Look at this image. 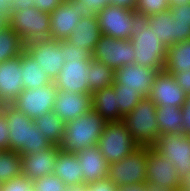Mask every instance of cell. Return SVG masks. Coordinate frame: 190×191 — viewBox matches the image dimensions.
I'll return each instance as SVG.
<instances>
[{
	"label": "cell",
	"mask_w": 190,
	"mask_h": 191,
	"mask_svg": "<svg viewBox=\"0 0 190 191\" xmlns=\"http://www.w3.org/2000/svg\"><path fill=\"white\" fill-rule=\"evenodd\" d=\"M6 120L9 124V149L19 154L40 152L53 144L39 131L34 121L12 104L5 105Z\"/></svg>",
	"instance_id": "1"
},
{
	"label": "cell",
	"mask_w": 190,
	"mask_h": 191,
	"mask_svg": "<svg viewBox=\"0 0 190 191\" xmlns=\"http://www.w3.org/2000/svg\"><path fill=\"white\" fill-rule=\"evenodd\" d=\"M106 123L107 121L93 110L67 121L59 148L64 152L77 153L97 145Z\"/></svg>",
	"instance_id": "2"
},
{
	"label": "cell",
	"mask_w": 190,
	"mask_h": 191,
	"mask_svg": "<svg viewBox=\"0 0 190 191\" xmlns=\"http://www.w3.org/2000/svg\"><path fill=\"white\" fill-rule=\"evenodd\" d=\"M156 111L157 105L149 98H143L123 116V123L139 146L153 147L160 138Z\"/></svg>",
	"instance_id": "3"
},
{
	"label": "cell",
	"mask_w": 190,
	"mask_h": 191,
	"mask_svg": "<svg viewBox=\"0 0 190 191\" xmlns=\"http://www.w3.org/2000/svg\"><path fill=\"white\" fill-rule=\"evenodd\" d=\"M130 40L135 47V64L163 70L167 47L143 20L136 27Z\"/></svg>",
	"instance_id": "4"
},
{
	"label": "cell",
	"mask_w": 190,
	"mask_h": 191,
	"mask_svg": "<svg viewBox=\"0 0 190 191\" xmlns=\"http://www.w3.org/2000/svg\"><path fill=\"white\" fill-rule=\"evenodd\" d=\"M97 146L109 165L119 162L139 147L122 120L107 121Z\"/></svg>",
	"instance_id": "5"
},
{
	"label": "cell",
	"mask_w": 190,
	"mask_h": 191,
	"mask_svg": "<svg viewBox=\"0 0 190 191\" xmlns=\"http://www.w3.org/2000/svg\"><path fill=\"white\" fill-rule=\"evenodd\" d=\"M7 25L19 35L24 44L50 38V14L36 8L14 11L8 17Z\"/></svg>",
	"instance_id": "6"
},
{
	"label": "cell",
	"mask_w": 190,
	"mask_h": 191,
	"mask_svg": "<svg viewBox=\"0 0 190 191\" xmlns=\"http://www.w3.org/2000/svg\"><path fill=\"white\" fill-rule=\"evenodd\" d=\"M99 28L104 35L130 40L142 20L135 10L109 4L97 14Z\"/></svg>",
	"instance_id": "7"
},
{
	"label": "cell",
	"mask_w": 190,
	"mask_h": 191,
	"mask_svg": "<svg viewBox=\"0 0 190 191\" xmlns=\"http://www.w3.org/2000/svg\"><path fill=\"white\" fill-rule=\"evenodd\" d=\"M148 147L139 146L128 156L116 163H111L108 178L118 187L144 184L147 178Z\"/></svg>",
	"instance_id": "8"
},
{
	"label": "cell",
	"mask_w": 190,
	"mask_h": 191,
	"mask_svg": "<svg viewBox=\"0 0 190 191\" xmlns=\"http://www.w3.org/2000/svg\"><path fill=\"white\" fill-rule=\"evenodd\" d=\"M95 15L81 0H64L50 13V39L67 40L81 18Z\"/></svg>",
	"instance_id": "9"
},
{
	"label": "cell",
	"mask_w": 190,
	"mask_h": 191,
	"mask_svg": "<svg viewBox=\"0 0 190 191\" xmlns=\"http://www.w3.org/2000/svg\"><path fill=\"white\" fill-rule=\"evenodd\" d=\"M135 47L131 40H123L104 35L99 38L92 53L94 60L117 70L135 62Z\"/></svg>",
	"instance_id": "10"
},
{
	"label": "cell",
	"mask_w": 190,
	"mask_h": 191,
	"mask_svg": "<svg viewBox=\"0 0 190 191\" xmlns=\"http://www.w3.org/2000/svg\"><path fill=\"white\" fill-rule=\"evenodd\" d=\"M153 147L175 166L181 180L190 172V135L166 134Z\"/></svg>",
	"instance_id": "11"
},
{
	"label": "cell",
	"mask_w": 190,
	"mask_h": 191,
	"mask_svg": "<svg viewBox=\"0 0 190 191\" xmlns=\"http://www.w3.org/2000/svg\"><path fill=\"white\" fill-rule=\"evenodd\" d=\"M57 90L54 82L37 89H25L12 105L34 120L53 111Z\"/></svg>",
	"instance_id": "12"
},
{
	"label": "cell",
	"mask_w": 190,
	"mask_h": 191,
	"mask_svg": "<svg viewBox=\"0 0 190 191\" xmlns=\"http://www.w3.org/2000/svg\"><path fill=\"white\" fill-rule=\"evenodd\" d=\"M25 51L37 61L54 82L65 63L62 43L54 39L36 40L25 44Z\"/></svg>",
	"instance_id": "13"
},
{
	"label": "cell",
	"mask_w": 190,
	"mask_h": 191,
	"mask_svg": "<svg viewBox=\"0 0 190 191\" xmlns=\"http://www.w3.org/2000/svg\"><path fill=\"white\" fill-rule=\"evenodd\" d=\"M161 71L163 70L131 63L114 70V82L119 84L122 89L134 90L143 98H148L151 87Z\"/></svg>",
	"instance_id": "14"
},
{
	"label": "cell",
	"mask_w": 190,
	"mask_h": 191,
	"mask_svg": "<svg viewBox=\"0 0 190 191\" xmlns=\"http://www.w3.org/2000/svg\"><path fill=\"white\" fill-rule=\"evenodd\" d=\"M146 184H155L162 188L176 190L181 186L177 169L154 147H148Z\"/></svg>",
	"instance_id": "15"
},
{
	"label": "cell",
	"mask_w": 190,
	"mask_h": 191,
	"mask_svg": "<svg viewBox=\"0 0 190 191\" xmlns=\"http://www.w3.org/2000/svg\"><path fill=\"white\" fill-rule=\"evenodd\" d=\"M20 56L0 63V105L12 104L25 90Z\"/></svg>",
	"instance_id": "16"
},
{
	"label": "cell",
	"mask_w": 190,
	"mask_h": 191,
	"mask_svg": "<svg viewBox=\"0 0 190 191\" xmlns=\"http://www.w3.org/2000/svg\"><path fill=\"white\" fill-rule=\"evenodd\" d=\"M187 94L177 84L172 74L161 71L151 87L149 99L157 106L171 105L181 108L186 102Z\"/></svg>",
	"instance_id": "17"
},
{
	"label": "cell",
	"mask_w": 190,
	"mask_h": 191,
	"mask_svg": "<svg viewBox=\"0 0 190 191\" xmlns=\"http://www.w3.org/2000/svg\"><path fill=\"white\" fill-rule=\"evenodd\" d=\"M89 62L74 60L65 62L62 70L54 81L59 91L92 94L88 85Z\"/></svg>",
	"instance_id": "18"
},
{
	"label": "cell",
	"mask_w": 190,
	"mask_h": 191,
	"mask_svg": "<svg viewBox=\"0 0 190 191\" xmlns=\"http://www.w3.org/2000/svg\"><path fill=\"white\" fill-rule=\"evenodd\" d=\"M60 151L61 149L58 145H52L40 152L23 155V176L28 177L34 182L40 177L53 174L57 156Z\"/></svg>",
	"instance_id": "19"
},
{
	"label": "cell",
	"mask_w": 190,
	"mask_h": 191,
	"mask_svg": "<svg viewBox=\"0 0 190 191\" xmlns=\"http://www.w3.org/2000/svg\"><path fill=\"white\" fill-rule=\"evenodd\" d=\"M92 110L91 94L57 90L53 111L65 123Z\"/></svg>",
	"instance_id": "20"
},
{
	"label": "cell",
	"mask_w": 190,
	"mask_h": 191,
	"mask_svg": "<svg viewBox=\"0 0 190 191\" xmlns=\"http://www.w3.org/2000/svg\"><path fill=\"white\" fill-rule=\"evenodd\" d=\"M81 164L83 184L108 178L109 164L97 145L75 153Z\"/></svg>",
	"instance_id": "21"
},
{
	"label": "cell",
	"mask_w": 190,
	"mask_h": 191,
	"mask_svg": "<svg viewBox=\"0 0 190 191\" xmlns=\"http://www.w3.org/2000/svg\"><path fill=\"white\" fill-rule=\"evenodd\" d=\"M101 36L102 32L95 15L81 18L67 40L79 48L80 51L93 53L95 45Z\"/></svg>",
	"instance_id": "22"
},
{
	"label": "cell",
	"mask_w": 190,
	"mask_h": 191,
	"mask_svg": "<svg viewBox=\"0 0 190 191\" xmlns=\"http://www.w3.org/2000/svg\"><path fill=\"white\" fill-rule=\"evenodd\" d=\"M92 96V110L100 114L106 121L123 119L117 103V93L113 86L95 91Z\"/></svg>",
	"instance_id": "23"
},
{
	"label": "cell",
	"mask_w": 190,
	"mask_h": 191,
	"mask_svg": "<svg viewBox=\"0 0 190 191\" xmlns=\"http://www.w3.org/2000/svg\"><path fill=\"white\" fill-rule=\"evenodd\" d=\"M53 174L61 178L67 186L83 184L81 164L75 153L61 150L58 153Z\"/></svg>",
	"instance_id": "24"
},
{
	"label": "cell",
	"mask_w": 190,
	"mask_h": 191,
	"mask_svg": "<svg viewBox=\"0 0 190 191\" xmlns=\"http://www.w3.org/2000/svg\"><path fill=\"white\" fill-rule=\"evenodd\" d=\"M163 70L169 74L190 70V40L167 47Z\"/></svg>",
	"instance_id": "25"
},
{
	"label": "cell",
	"mask_w": 190,
	"mask_h": 191,
	"mask_svg": "<svg viewBox=\"0 0 190 191\" xmlns=\"http://www.w3.org/2000/svg\"><path fill=\"white\" fill-rule=\"evenodd\" d=\"M142 20L158 36L166 47L175 44V22L172 19L171 11L166 10L155 15H150Z\"/></svg>",
	"instance_id": "26"
},
{
	"label": "cell",
	"mask_w": 190,
	"mask_h": 191,
	"mask_svg": "<svg viewBox=\"0 0 190 191\" xmlns=\"http://www.w3.org/2000/svg\"><path fill=\"white\" fill-rule=\"evenodd\" d=\"M23 72L22 79L25 89H37L53 83L50 77L43 71V67L33 59L25 50L20 55Z\"/></svg>",
	"instance_id": "27"
},
{
	"label": "cell",
	"mask_w": 190,
	"mask_h": 191,
	"mask_svg": "<svg viewBox=\"0 0 190 191\" xmlns=\"http://www.w3.org/2000/svg\"><path fill=\"white\" fill-rule=\"evenodd\" d=\"M156 119L160 136L171 133L184 134V120L181 108L171 105L157 106Z\"/></svg>",
	"instance_id": "28"
},
{
	"label": "cell",
	"mask_w": 190,
	"mask_h": 191,
	"mask_svg": "<svg viewBox=\"0 0 190 191\" xmlns=\"http://www.w3.org/2000/svg\"><path fill=\"white\" fill-rule=\"evenodd\" d=\"M33 121L39 128V131L53 145L60 144L65 131V122L54 111H50L42 117H37Z\"/></svg>",
	"instance_id": "29"
},
{
	"label": "cell",
	"mask_w": 190,
	"mask_h": 191,
	"mask_svg": "<svg viewBox=\"0 0 190 191\" xmlns=\"http://www.w3.org/2000/svg\"><path fill=\"white\" fill-rule=\"evenodd\" d=\"M87 83L92 94L102 88L111 86L114 83V70L104 63L92 59L89 62Z\"/></svg>",
	"instance_id": "30"
},
{
	"label": "cell",
	"mask_w": 190,
	"mask_h": 191,
	"mask_svg": "<svg viewBox=\"0 0 190 191\" xmlns=\"http://www.w3.org/2000/svg\"><path fill=\"white\" fill-rule=\"evenodd\" d=\"M23 175L22 155L13 150L0 151V186Z\"/></svg>",
	"instance_id": "31"
},
{
	"label": "cell",
	"mask_w": 190,
	"mask_h": 191,
	"mask_svg": "<svg viewBox=\"0 0 190 191\" xmlns=\"http://www.w3.org/2000/svg\"><path fill=\"white\" fill-rule=\"evenodd\" d=\"M24 50V42L11 27L0 30V63L20 56Z\"/></svg>",
	"instance_id": "32"
},
{
	"label": "cell",
	"mask_w": 190,
	"mask_h": 191,
	"mask_svg": "<svg viewBox=\"0 0 190 191\" xmlns=\"http://www.w3.org/2000/svg\"><path fill=\"white\" fill-rule=\"evenodd\" d=\"M171 16L175 22V44L190 40V2L171 6Z\"/></svg>",
	"instance_id": "33"
},
{
	"label": "cell",
	"mask_w": 190,
	"mask_h": 191,
	"mask_svg": "<svg viewBox=\"0 0 190 191\" xmlns=\"http://www.w3.org/2000/svg\"><path fill=\"white\" fill-rule=\"evenodd\" d=\"M115 92L117 93V103L122 116L129 114L135 106L143 99V97L134 92V90L122 89L117 83L112 84Z\"/></svg>",
	"instance_id": "34"
},
{
	"label": "cell",
	"mask_w": 190,
	"mask_h": 191,
	"mask_svg": "<svg viewBox=\"0 0 190 191\" xmlns=\"http://www.w3.org/2000/svg\"><path fill=\"white\" fill-rule=\"evenodd\" d=\"M169 9V0H137L135 7V11L141 19Z\"/></svg>",
	"instance_id": "35"
},
{
	"label": "cell",
	"mask_w": 190,
	"mask_h": 191,
	"mask_svg": "<svg viewBox=\"0 0 190 191\" xmlns=\"http://www.w3.org/2000/svg\"><path fill=\"white\" fill-rule=\"evenodd\" d=\"M65 182L54 174L38 178L33 182V191H66Z\"/></svg>",
	"instance_id": "36"
},
{
	"label": "cell",
	"mask_w": 190,
	"mask_h": 191,
	"mask_svg": "<svg viewBox=\"0 0 190 191\" xmlns=\"http://www.w3.org/2000/svg\"><path fill=\"white\" fill-rule=\"evenodd\" d=\"M62 43V53L65 62H72L78 60L81 62H90L93 57L90 51H80L73 43L68 40H61Z\"/></svg>",
	"instance_id": "37"
},
{
	"label": "cell",
	"mask_w": 190,
	"mask_h": 191,
	"mask_svg": "<svg viewBox=\"0 0 190 191\" xmlns=\"http://www.w3.org/2000/svg\"><path fill=\"white\" fill-rule=\"evenodd\" d=\"M0 191H33V182L21 175L0 186Z\"/></svg>",
	"instance_id": "38"
},
{
	"label": "cell",
	"mask_w": 190,
	"mask_h": 191,
	"mask_svg": "<svg viewBox=\"0 0 190 191\" xmlns=\"http://www.w3.org/2000/svg\"><path fill=\"white\" fill-rule=\"evenodd\" d=\"M6 120L5 105H0V151L9 150L10 130Z\"/></svg>",
	"instance_id": "39"
},
{
	"label": "cell",
	"mask_w": 190,
	"mask_h": 191,
	"mask_svg": "<svg viewBox=\"0 0 190 191\" xmlns=\"http://www.w3.org/2000/svg\"><path fill=\"white\" fill-rule=\"evenodd\" d=\"M88 191H118L116 186L109 178L97 180L92 183H88Z\"/></svg>",
	"instance_id": "40"
},
{
	"label": "cell",
	"mask_w": 190,
	"mask_h": 191,
	"mask_svg": "<svg viewBox=\"0 0 190 191\" xmlns=\"http://www.w3.org/2000/svg\"><path fill=\"white\" fill-rule=\"evenodd\" d=\"M64 0H34V7L42 12L50 14Z\"/></svg>",
	"instance_id": "41"
},
{
	"label": "cell",
	"mask_w": 190,
	"mask_h": 191,
	"mask_svg": "<svg viewBox=\"0 0 190 191\" xmlns=\"http://www.w3.org/2000/svg\"><path fill=\"white\" fill-rule=\"evenodd\" d=\"M172 75L174 76L177 84L183 89V91L187 95L190 94V70Z\"/></svg>",
	"instance_id": "42"
},
{
	"label": "cell",
	"mask_w": 190,
	"mask_h": 191,
	"mask_svg": "<svg viewBox=\"0 0 190 191\" xmlns=\"http://www.w3.org/2000/svg\"><path fill=\"white\" fill-rule=\"evenodd\" d=\"M85 3L90 10H92L95 14L101 11L105 6L110 4V0H81Z\"/></svg>",
	"instance_id": "43"
},
{
	"label": "cell",
	"mask_w": 190,
	"mask_h": 191,
	"mask_svg": "<svg viewBox=\"0 0 190 191\" xmlns=\"http://www.w3.org/2000/svg\"><path fill=\"white\" fill-rule=\"evenodd\" d=\"M14 12L11 0H0V16L8 19V17Z\"/></svg>",
	"instance_id": "44"
},
{
	"label": "cell",
	"mask_w": 190,
	"mask_h": 191,
	"mask_svg": "<svg viewBox=\"0 0 190 191\" xmlns=\"http://www.w3.org/2000/svg\"><path fill=\"white\" fill-rule=\"evenodd\" d=\"M14 11L25 10L26 8H35L34 0H11Z\"/></svg>",
	"instance_id": "45"
},
{
	"label": "cell",
	"mask_w": 190,
	"mask_h": 191,
	"mask_svg": "<svg viewBox=\"0 0 190 191\" xmlns=\"http://www.w3.org/2000/svg\"><path fill=\"white\" fill-rule=\"evenodd\" d=\"M182 117L184 120V134L190 135V109L185 105L181 107Z\"/></svg>",
	"instance_id": "46"
},
{
	"label": "cell",
	"mask_w": 190,
	"mask_h": 191,
	"mask_svg": "<svg viewBox=\"0 0 190 191\" xmlns=\"http://www.w3.org/2000/svg\"><path fill=\"white\" fill-rule=\"evenodd\" d=\"M110 4L117 5L126 9L135 10L137 0H110Z\"/></svg>",
	"instance_id": "47"
},
{
	"label": "cell",
	"mask_w": 190,
	"mask_h": 191,
	"mask_svg": "<svg viewBox=\"0 0 190 191\" xmlns=\"http://www.w3.org/2000/svg\"><path fill=\"white\" fill-rule=\"evenodd\" d=\"M118 191H148L147 184L124 185L118 187Z\"/></svg>",
	"instance_id": "48"
},
{
	"label": "cell",
	"mask_w": 190,
	"mask_h": 191,
	"mask_svg": "<svg viewBox=\"0 0 190 191\" xmlns=\"http://www.w3.org/2000/svg\"><path fill=\"white\" fill-rule=\"evenodd\" d=\"M66 191H88V185L80 184L76 186H67Z\"/></svg>",
	"instance_id": "49"
},
{
	"label": "cell",
	"mask_w": 190,
	"mask_h": 191,
	"mask_svg": "<svg viewBox=\"0 0 190 191\" xmlns=\"http://www.w3.org/2000/svg\"><path fill=\"white\" fill-rule=\"evenodd\" d=\"M147 190L148 191H175L167 188H162L155 184H147Z\"/></svg>",
	"instance_id": "50"
},
{
	"label": "cell",
	"mask_w": 190,
	"mask_h": 191,
	"mask_svg": "<svg viewBox=\"0 0 190 191\" xmlns=\"http://www.w3.org/2000/svg\"><path fill=\"white\" fill-rule=\"evenodd\" d=\"M181 186L187 191H190V172L182 179Z\"/></svg>",
	"instance_id": "51"
},
{
	"label": "cell",
	"mask_w": 190,
	"mask_h": 191,
	"mask_svg": "<svg viewBox=\"0 0 190 191\" xmlns=\"http://www.w3.org/2000/svg\"><path fill=\"white\" fill-rule=\"evenodd\" d=\"M190 0H169L170 7L171 6H177V5H185L186 3H189Z\"/></svg>",
	"instance_id": "52"
},
{
	"label": "cell",
	"mask_w": 190,
	"mask_h": 191,
	"mask_svg": "<svg viewBox=\"0 0 190 191\" xmlns=\"http://www.w3.org/2000/svg\"><path fill=\"white\" fill-rule=\"evenodd\" d=\"M7 26V19L0 16V30Z\"/></svg>",
	"instance_id": "53"
},
{
	"label": "cell",
	"mask_w": 190,
	"mask_h": 191,
	"mask_svg": "<svg viewBox=\"0 0 190 191\" xmlns=\"http://www.w3.org/2000/svg\"><path fill=\"white\" fill-rule=\"evenodd\" d=\"M184 105L190 109V94H188L186 96V102L184 103Z\"/></svg>",
	"instance_id": "54"
},
{
	"label": "cell",
	"mask_w": 190,
	"mask_h": 191,
	"mask_svg": "<svg viewBox=\"0 0 190 191\" xmlns=\"http://www.w3.org/2000/svg\"><path fill=\"white\" fill-rule=\"evenodd\" d=\"M175 191H187L186 189H184L182 186H180L179 188H177Z\"/></svg>",
	"instance_id": "55"
}]
</instances>
